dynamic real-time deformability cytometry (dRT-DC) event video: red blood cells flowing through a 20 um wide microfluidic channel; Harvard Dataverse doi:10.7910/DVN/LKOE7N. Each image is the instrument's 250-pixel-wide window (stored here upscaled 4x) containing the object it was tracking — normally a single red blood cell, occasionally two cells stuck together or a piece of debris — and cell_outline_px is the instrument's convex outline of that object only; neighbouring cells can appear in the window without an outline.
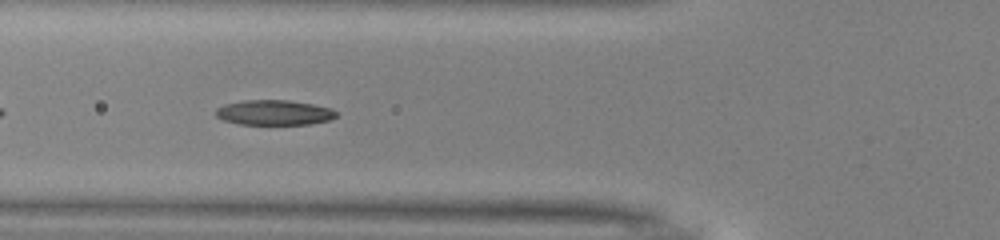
{"species": "common noctule bat (a hibernating species)", "species_latin": "Nyctalus noctula", "temperature_condition": "warm", "stored_images_in_passage": 38, "camera_frame_rate_fps": 3000, "um_per_image_px": 0.085, "animal": {"sex": "male", "body_mass_g": 13.0, "forearm_length_mm": 53.1}, "frame": {"image": 1, "passage_image": 6, "time_ms": 1.667, "image_size_px": [1000, 240], "cell_outline_px": [[336, 116], [332, 120], [308, 124], [240, 124], [224, 120], [216, 116], [216, 108], [224, 104], [244, 100], [288, 100], [312, 104], [332, 108], [336, 112]], "centroid_in_image_um": [23.31, 9.56], "position_along_channel_um": 102.5, "area_um2": 17.57}}
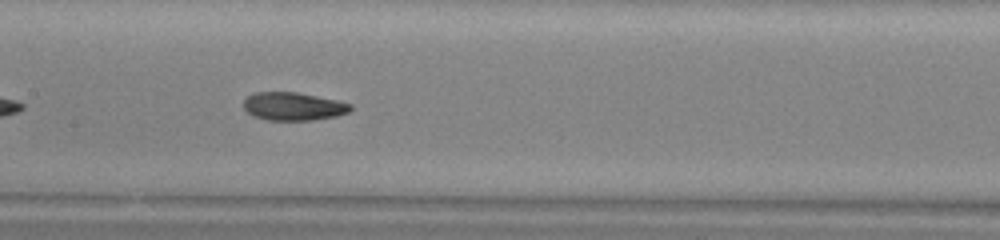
{"frame": {"image": 2, "passage_image": 12, "time_ms": 3.667, "image_size_px": [1000, 240], "cell_outline_px": [[352, 108], [348, 112], [336, 116], [312, 120], [268, 120], [256, 116], [248, 112], [244, 108], [244, 100], [252, 92], [296, 92], [336, 100], [352, 104]], "centroid_in_image_um": [24.93, 9.03], "position_along_channel_um": 182.5, "area_um2": 17.34}}
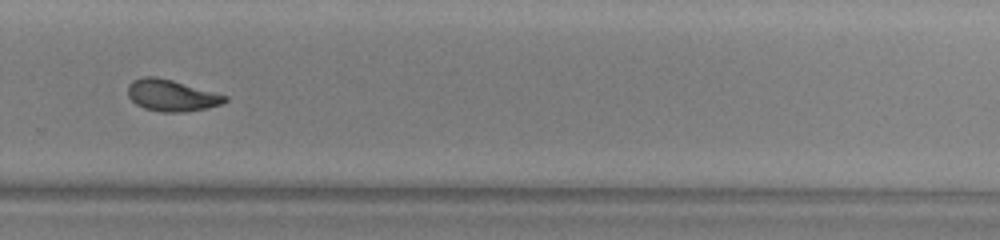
{"frame": {"image": 3, "passage_image": 22, "time_ms": 7.0, "image_size_px": [1000, 240], "cell_outline_px": [[228, 100], [224, 104], [208, 108], [184, 112], [160, 112], [144, 108], [136, 104], [128, 96], [128, 84], [132, 80], [144, 76], [156, 76], [172, 80], [228, 96]], "centroid_in_image_um": [14.59, 8.11], "position_along_channel_um": 315.2, "area_um2": 17.98}, "authors_computed_cell_mechanics": {"area_um2": 18.1203, "velocity_mm_per_s": 3.9898, "shape_relaxation_time_tau1_ms": 4.915, "shape_relaxation_time_tau2_ms": 2.3396, "deformation_change_tau1": 0.1779, "deformation_change_tau2": 0.0773}}